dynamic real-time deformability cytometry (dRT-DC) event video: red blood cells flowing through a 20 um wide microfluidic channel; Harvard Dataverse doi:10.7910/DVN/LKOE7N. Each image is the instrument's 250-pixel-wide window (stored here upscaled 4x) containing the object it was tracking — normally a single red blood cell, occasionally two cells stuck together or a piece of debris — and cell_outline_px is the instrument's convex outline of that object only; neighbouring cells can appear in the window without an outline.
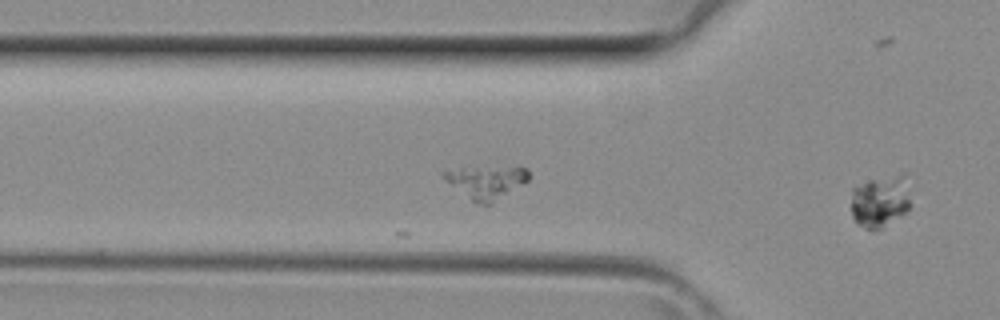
{"species": "common noctule bat (a hibernating species)", "species_latin": "Nyctalus noctula", "temperature_condition": "room temperature", "stored_images_in_passage": 2, "camera_frame_rate_fps": 3000, "um_per_image_px": 0.085, "animal": {"sex": "female", "body_mass_g": 29.2, "forearm_length_mm": 56.3}, "frame": {"image": 1, "passage_image": 2, "time_ms": 0.333, "image_size_px": [1000, 320], "cell_outline_px": [[912, 204], [908, 212], [880, 228], [864, 228], [856, 224], [852, 216], [852, 188], [872, 180], [900, 176]], "centroid_in_image_um": [74.77, 17.19], "position_along_channel_um": 51.0, "area_um2": 17.22}}